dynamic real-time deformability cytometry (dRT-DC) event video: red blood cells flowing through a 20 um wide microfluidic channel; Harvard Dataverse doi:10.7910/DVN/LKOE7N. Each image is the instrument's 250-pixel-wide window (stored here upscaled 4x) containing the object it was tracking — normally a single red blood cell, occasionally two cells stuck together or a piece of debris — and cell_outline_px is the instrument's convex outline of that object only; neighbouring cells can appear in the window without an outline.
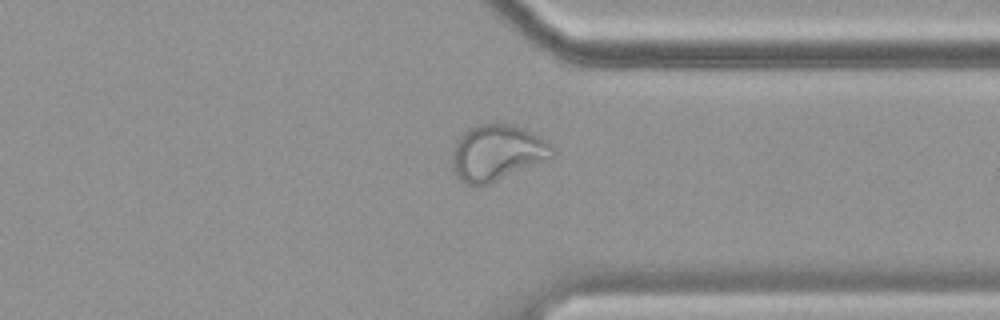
{"species": "common noctule bat (a hibernating species)", "species_latin": "Nyctalus noctula", "temperature_condition": "cold", "stored_images_in_passage": 57, "camera_frame_rate_fps": 3000, "um_per_image_px": 0.085, "animal": {"sex": "female", "body_mass_g": 19.9}, "frame": {"image": 1, "passage_image": 44, "time_ms": 14.333, "image_size_px": [1000, 320], "cell_outline_px": [[556, 152], [552, 156], [488, 184], [468, 184], [460, 180], [456, 176], [452, 168], [452, 148], [456, 140], [468, 128], [480, 124], [512, 124], [532, 132], [552, 144]], "centroid_in_image_um": [42.2, 12.95], "position_along_channel_um": 369.2, "area_um2": 32.19}}
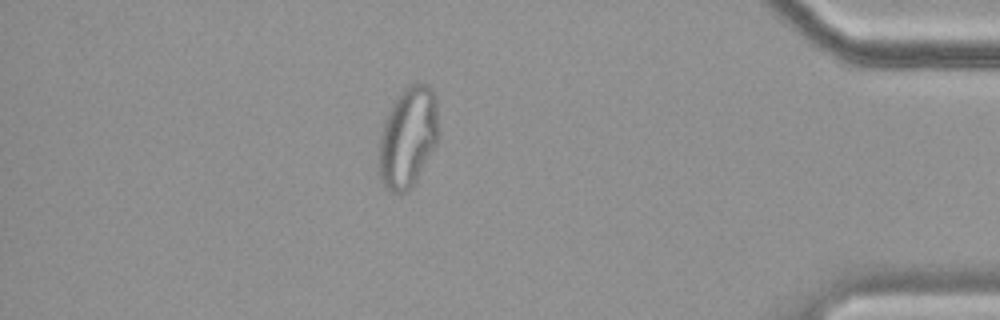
{"frame": {"image": 2, "passage_image": 50, "time_ms": 16.333, "image_size_px": [1000, 320], "cell_outline_px": [[436, 144], [412, 188], [404, 192], [388, 192], [384, 188], [380, 176], [380, 132], [384, 120], [392, 104], [400, 92], [408, 84], [428, 84], [432, 88], [436, 96]], "centroid_in_image_um": [34.66, 11.67], "position_along_channel_um": 400.5, "area_um2": 34.56}}